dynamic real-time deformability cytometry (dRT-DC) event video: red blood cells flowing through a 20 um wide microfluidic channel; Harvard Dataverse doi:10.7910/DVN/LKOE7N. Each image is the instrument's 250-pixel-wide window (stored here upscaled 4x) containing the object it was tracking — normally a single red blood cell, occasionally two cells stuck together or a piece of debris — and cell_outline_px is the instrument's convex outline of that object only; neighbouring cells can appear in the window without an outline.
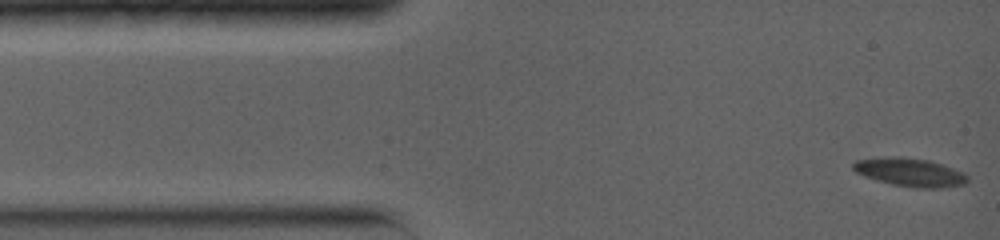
{"species": "common noctule bat (a hibernating species)", "species_latin": "Nyctalus noctula", "temperature_condition": "warm", "stored_images_in_passage": 69, "camera_frame_rate_fps": 5000, "um_per_image_px": 0.085, "animal": {"sex": "female", "body_mass_g": 19.0, "forearm_length_mm": 56.7}, "frame": {"image": 1, "passage_image": 1, "time_ms": 0.0, "image_size_px": [1000, 240], "cell_outline_px": [[968, 180], [964, 184], [940, 188], [916, 188], [892, 184], [864, 176], [856, 172], [852, 168], [852, 164], [856, 160], [892, 156], [900, 156], [928, 160], [964, 172], [968, 176]], "centroid_in_image_um": [77.35, 14.64], "position_along_channel_um": 7.7, "area_um2": 18.79}}
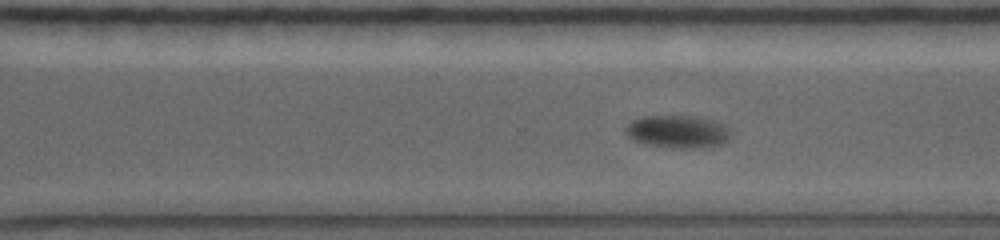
{"frame": {"image": 2, "passage_image": 32, "time_ms": 10.2, "image_size_px": [1000, 240], "cell_outline_px": [[728, 140], [720, 144], [692, 148], [688, 148], [644, 144], [632, 140], [624, 132], [624, 128], [632, 120], [644, 116], [692, 116], [716, 120], [724, 124], [728, 128]], "centroid_in_image_um": [57.56, 11.17], "position_along_channel_um": 313.0, "area_um2": 19.83}}
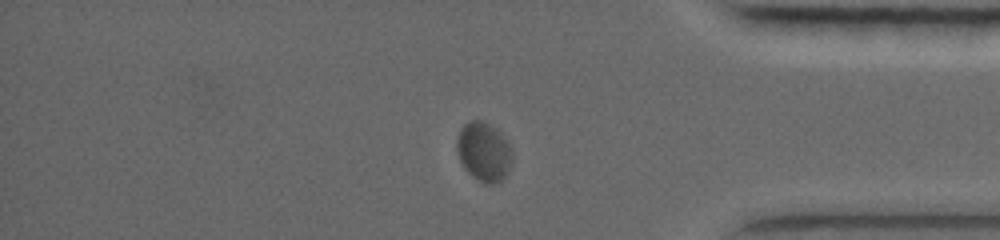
{"frame": {"image": 3, "passage_image": 50, "time_ms": 12.8, "image_size_px": [1000, 240], "cell_outline_px": [[512, 160], [508, 172], [496, 184], [484, 184], [472, 176], [464, 168], [460, 160], [456, 148], [456, 140], [460, 128], [468, 120], [480, 120], [492, 124], [500, 132], [512, 148]], "centroid_in_image_um": [41.12, 12.88], "position_along_channel_um": 394.1, "area_um2": 19.36}, "authors_computed_cell_mechanics": {"area_um2": 19.1896, "velocity_mm_per_s": 3.7367, "shape_relaxation_time_tau1_ms": 2.557, "shape_relaxation_time_tau2_ms": null, "deformation_change_tau1": 0.1072, "deformation_change_tau2": null}}